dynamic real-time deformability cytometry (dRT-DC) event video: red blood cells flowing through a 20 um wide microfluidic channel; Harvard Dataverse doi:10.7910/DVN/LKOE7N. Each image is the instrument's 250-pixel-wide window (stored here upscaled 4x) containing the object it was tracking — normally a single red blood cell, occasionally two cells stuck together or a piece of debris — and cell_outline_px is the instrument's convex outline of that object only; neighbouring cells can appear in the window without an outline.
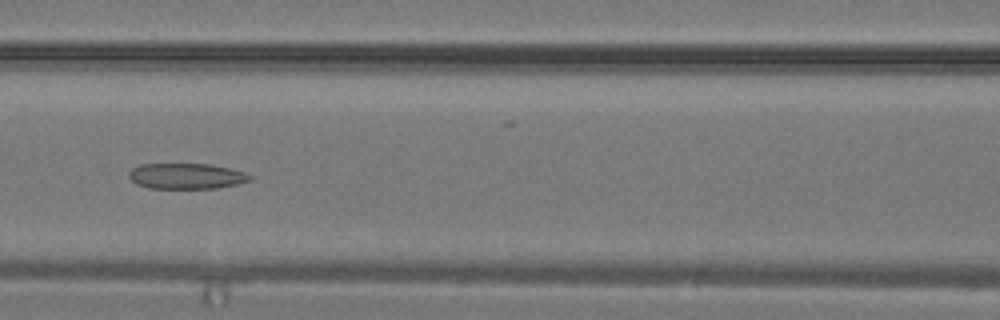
{"species": "common noctule bat (a hibernating species)", "species_latin": "Nyctalus noctula", "temperature_condition": "warm", "stored_images_in_passage": 32, "camera_frame_rate_fps": 3000, "um_per_image_px": 0.085, "animal": {"sex": "male", "body_mass_g": 19.2, "forearm_length_mm": 51.8}, "frame": {"image": 1, "passage_image": 14, "time_ms": 4.333, "image_size_px": [1000, 320], "cell_outline_px": [[252, 180], [236, 184], [216, 188], [148, 188], [136, 184], [128, 176], [128, 172], [132, 168], [140, 164], [212, 164], [244, 172], [252, 176]], "centroid_in_image_um": [15.82, 14.96], "position_along_channel_um": 150.8, "area_um2": 18.09}}
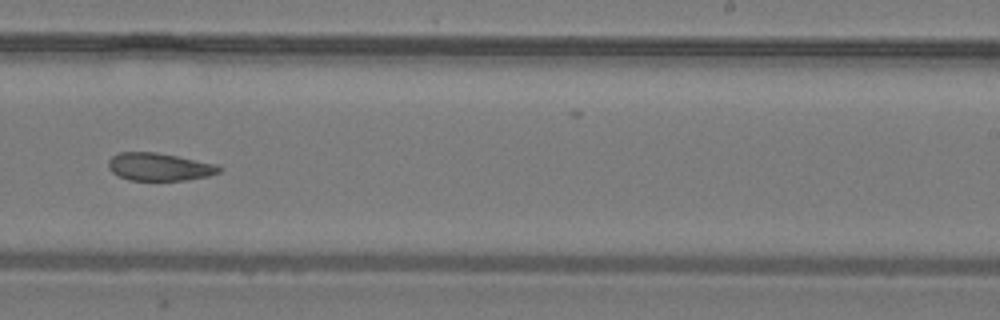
{"frame": {"image": 2, "passage_image": 20, "time_ms": 6.333, "image_size_px": [1000, 320], "cell_outline_px": [[224, 168], [220, 172], [208, 176], [184, 180], [128, 180], [116, 176], [108, 168], [108, 160], [112, 156], [120, 152], [156, 152], [216, 164]], "centroid_in_image_um": [13.51, 14.18], "position_along_channel_um": 275.5, "area_um2": 17.98}}
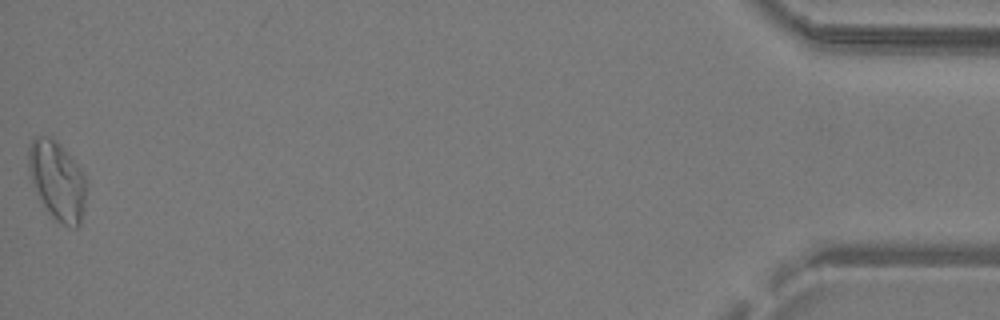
{"frame": {"image": 3, "passage_image": 32, "time_ms": 10.333, "image_size_px": [1000, 320], "cell_outline_px": [[84, 208], [80, 224], [76, 228], [64, 224], [56, 220], [52, 216], [36, 192], [28, 172], [28, 148], [32, 140], [36, 136], [52, 136], [64, 148], [84, 172]], "centroid_in_image_um": [4.84, 15.3], "position_along_channel_um": 430.4, "area_um2": 26.3}}